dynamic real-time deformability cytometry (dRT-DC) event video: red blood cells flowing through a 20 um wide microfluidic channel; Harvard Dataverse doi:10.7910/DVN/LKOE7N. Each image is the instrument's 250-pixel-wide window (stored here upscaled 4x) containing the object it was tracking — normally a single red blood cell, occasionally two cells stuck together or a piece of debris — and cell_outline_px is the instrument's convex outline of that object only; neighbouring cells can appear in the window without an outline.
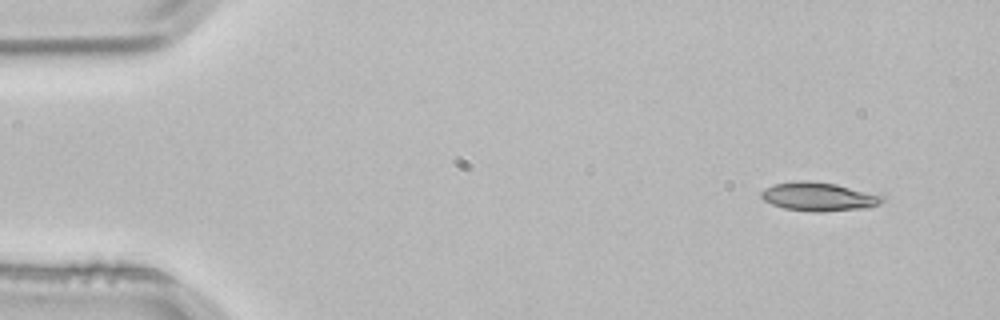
{"species": "common noctule bat (a hibernating species)", "species_latin": "Nyctalus noctula", "temperature_condition": "room temperature", "stored_images_in_passage": 3, "camera_frame_rate_fps": 3000, "um_per_image_px": 0.085, "animal": {"sex": "male", "body_mass_g": 21.5, "forearm_length_mm": 52.0}, "frame": {"image": 1, "passage_image": 1, "time_ms": 0.0, "image_size_px": [1000, 320], "cell_outline_px": [[884, 200], [880, 204], [868, 208], [820, 212], [812, 212], [784, 208], [772, 204], [764, 200], [760, 196], [760, 192], [764, 188], [776, 184], [800, 180], [808, 180], [836, 184], [884, 196]], "centroid_in_image_um": [69.59, 16.72], "position_along_channel_um": 15.4, "area_um2": 20.23}}
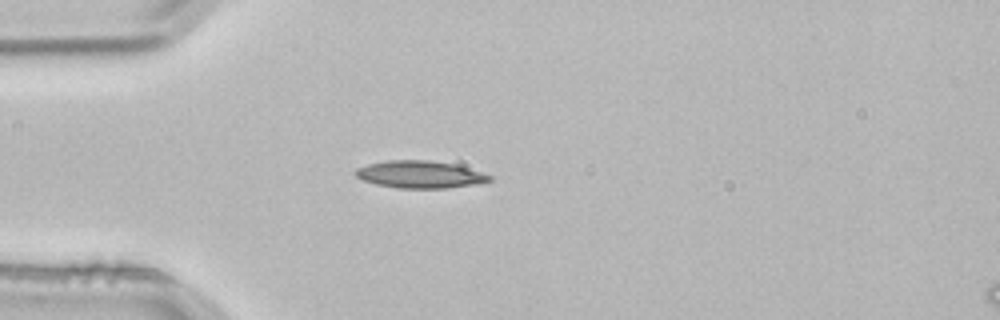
{"frame": {"image": 2, "passage_image": 3, "time_ms": 0.667, "image_size_px": [1000, 320], "cell_outline_px": [[492, 180], [476, 184], [448, 188], [400, 188], [376, 184], [364, 180], [356, 176], [352, 172], [356, 168], [368, 164], [388, 160], [428, 160], [452, 164], [480, 172], [492, 176]], "centroid_in_image_um": [35.66, 14.83], "position_along_channel_um": 49.3, "area_um2": 21.1}}